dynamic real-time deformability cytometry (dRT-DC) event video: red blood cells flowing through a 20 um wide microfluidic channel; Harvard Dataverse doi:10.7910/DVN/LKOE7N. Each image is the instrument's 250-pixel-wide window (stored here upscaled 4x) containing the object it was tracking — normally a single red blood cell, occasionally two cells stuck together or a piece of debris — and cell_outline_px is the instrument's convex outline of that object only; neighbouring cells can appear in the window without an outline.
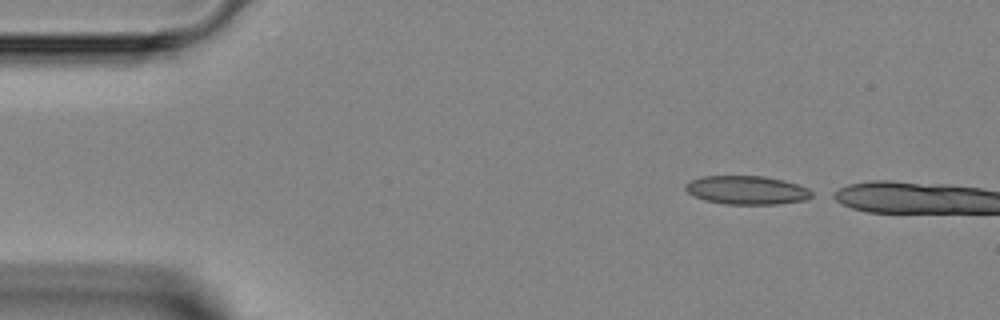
{"species": "Egyptian fruit bat (a non-hibernating species)", "species_latin": "Rousettus aegyptiacus", "temperature_condition": "room temperature", "stored_images_in_passage": 2, "camera_frame_rate_fps": 3000, "um_per_image_px": 0.085, "animal": {"sex": "female"}, "frame": {"image": 1, "passage_image": 1, "time_ms": 0.0, "image_size_px": [1000, 320], "cell_outline_px": [[816, 192], [812, 196], [804, 200], [776, 204], [728, 204], [704, 200], [692, 196], [684, 188], [684, 184], [700, 176], [764, 176], [784, 180], [808, 188]], "centroid_in_image_um": [63.47, 16.15], "position_along_channel_um": 21.5, "area_um2": 21.15}}